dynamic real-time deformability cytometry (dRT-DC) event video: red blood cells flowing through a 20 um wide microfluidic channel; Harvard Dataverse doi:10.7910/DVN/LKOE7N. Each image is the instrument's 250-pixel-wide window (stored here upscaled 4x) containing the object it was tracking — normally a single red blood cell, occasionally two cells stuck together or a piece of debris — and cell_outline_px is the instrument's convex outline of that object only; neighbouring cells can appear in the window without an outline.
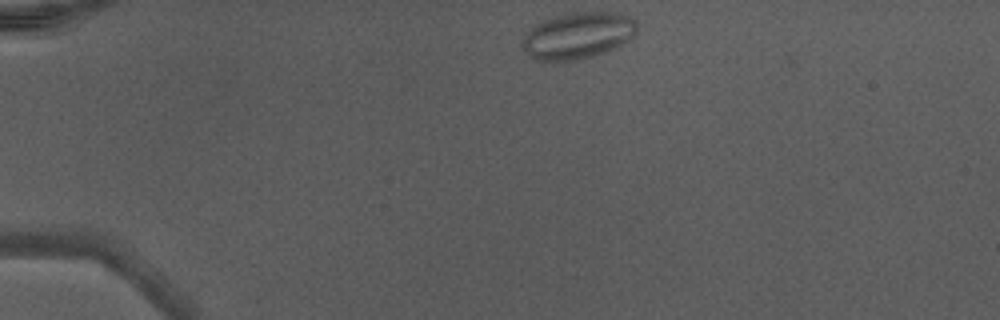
{"species": "Egyptian fruit bat (a non-hibernating species)", "species_latin": "Rousettus aegyptiacus", "temperature_condition": "warm", "stored_images_in_passage": 38, "segment_of_instrument_passage": [1, 2], "camera_frame_rate_fps": 3000, "um_per_image_px": 0.085, "animal": {"sex": "male"}, "frame": {"image": 1, "passage_image": 1, "time_ms": 0.0, "image_size_px": [1000, 320], "cell_outline_px": [[636, 32], [628, 40], [616, 48], [608, 52], [580, 60], [552, 64], [532, 60], [528, 56], [524, 48], [524, 36], [536, 24], [544, 20], [556, 16], [572, 12], [620, 12], [632, 16], [636, 20]], "centroid_in_image_um": [49.13, 3.07], "position_along_channel_um": 35.9, "area_um2": 31.85}}